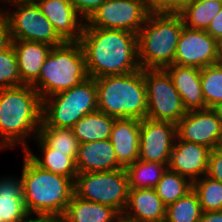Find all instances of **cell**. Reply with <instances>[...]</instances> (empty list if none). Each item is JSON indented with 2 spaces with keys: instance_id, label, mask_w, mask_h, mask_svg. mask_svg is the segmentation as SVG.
<instances>
[{
  "instance_id": "obj_1",
  "label": "cell",
  "mask_w": 222,
  "mask_h": 222,
  "mask_svg": "<svg viewBox=\"0 0 222 222\" xmlns=\"http://www.w3.org/2000/svg\"><path fill=\"white\" fill-rule=\"evenodd\" d=\"M91 78L128 75L140 68L137 34L125 30L83 27L79 40Z\"/></svg>"
},
{
  "instance_id": "obj_2",
  "label": "cell",
  "mask_w": 222,
  "mask_h": 222,
  "mask_svg": "<svg viewBox=\"0 0 222 222\" xmlns=\"http://www.w3.org/2000/svg\"><path fill=\"white\" fill-rule=\"evenodd\" d=\"M42 122V99L30 85L0 89V148L22 143L33 131L38 135Z\"/></svg>"
},
{
  "instance_id": "obj_3",
  "label": "cell",
  "mask_w": 222,
  "mask_h": 222,
  "mask_svg": "<svg viewBox=\"0 0 222 222\" xmlns=\"http://www.w3.org/2000/svg\"><path fill=\"white\" fill-rule=\"evenodd\" d=\"M24 154L21 179L27 211L30 215L62 216L74 194V182L40 168Z\"/></svg>"
},
{
  "instance_id": "obj_4",
  "label": "cell",
  "mask_w": 222,
  "mask_h": 222,
  "mask_svg": "<svg viewBox=\"0 0 222 222\" xmlns=\"http://www.w3.org/2000/svg\"><path fill=\"white\" fill-rule=\"evenodd\" d=\"M98 111L115 119L142 120L147 115V91L143 69L128 75H110L95 79Z\"/></svg>"
},
{
  "instance_id": "obj_5",
  "label": "cell",
  "mask_w": 222,
  "mask_h": 222,
  "mask_svg": "<svg viewBox=\"0 0 222 222\" xmlns=\"http://www.w3.org/2000/svg\"><path fill=\"white\" fill-rule=\"evenodd\" d=\"M183 26L178 13L149 14L137 34L140 68L164 69L172 65Z\"/></svg>"
},
{
  "instance_id": "obj_6",
  "label": "cell",
  "mask_w": 222,
  "mask_h": 222,
  "mask_svg": "<svg viewBox=\"0 0 222 222\" xmlns=\"http://www.w3.org/2000/svg\"><path fill=\"white\" fill-rule=\"evenodd\" d=\"M89 77L85 56L79 42H63L53 46L38 80L32 85L41 99L71 89Z\"/></svg>"
},
{
  "instance_id": "obj_7",
  "label": "cell",
  "mask_w": 222,
  "mask_h": 222,
  "mask_svg": "<svg viewBox=\"0 0 222 222\" xmlns=\"http://www.w3.org/2000/svg\"><path fill=\"white\" fill-rule=\"evenodd\" d=\"M49 97L42 100V121L50 127L72 128L83 116L98 110L97 87L91 77Z\"/></svg>"
},
{
  "instance_id": "obj_8",
  "label": "cell",
  "mask_w": 222,
  "mask_h": 222,
  "mask_svg": "<svg viewBox=\"0 0 222 222\" xmlns=\"http://www.w3.org/2000/svg\"><path fill=\"white\" fill-rule=\"evenodd\" d=\"M129 184L125 168L103 172L78 173L74 194L83 200L97 202L123 213L128 199Z\"/></svg>"
},
{
  "instance_id": "obj_9",
  "label": "cell",
  "mask_w": 222,
  "mask_h": 222,
  "mask_svg": "<svg viewBox=\"0 0 222 222\" xmlns=\"http://www.w3.org/2000/svg\"><path fill=\"white\" fill-rule=\"evenodd\" d=\"M147 91L146 118L177 124L187 113L180 94L164 69H143Z\"/></svg>"
},
{
  "instance_id": "obj_10",
  "label": "cell",
  "mask_w": 222,
  "mask_h": 222,
  "mask_svg": "<svg viewBox=\"0 0 222 222\" xmlns=\"http://www.w3.org/2000/svg\"><path fill=\"white\" fill-rule=\"evenodd\" d=\"M6 1L17 7L12 13L2 11L8 21L12 40L35 41L52 47L65 42L42 14L35 1Z\"/></svg>"
},
{
  "instance_id": "obj_11",
  "label": "cell",
  "mask_w": 222,
  "mask_h": 222,
  "mask_svg": "<svg viewBox=\"0 0 222 222\" xmlns=\"http://www.w3.org/2000/svg\"><path fill=\"white\" fill-rule=\"evenodd\" d=\"M149 14L144 0H106L85 22L84 27L138 34Z\"/></svg>"
},
{
  "instance_id": "obj_12",
  "label": "cell",
  "mask_w": 222,
  "mask_h": 222,
  "mask_svg": "<svg viewBox=\"0 0 222 222\" xmlns=\"http://www.w3.org/2000/svg\"><path fill=\"white\" fill-rule=\"evenodd\" d=\"M218 62L216 40L205 30L183 26L173 64L202 69Z\"/></svg>"
},
{
  "instance_id": "obj_13",
  "label": "cell",
  "mask_w": 222,
  "mask_h": 222,
  "mask_svg": "<svg viewBox=\"0 0 222 222\" xmlns=\"http://www.w3.org/2000/svg\"><path fill=\"white\" fill-rule=\"evenodd\" d=\"M176 136V124L142 119L138 160L168 164Z\"/></svg>"
},
{
  "instance_id": "obj_14",
  "label": "cell",
  "mask_w": 222,
  "mask_h": 222,
  "mask_svg": "<svg viewBox=\"0 0 222 222\" xmlns=\"http://www.w3.org/2000/svg\"><path fill=\"white\" fill-rule=\"evenodd\" d=\"M177 137L209 149H217L222 137V124L211 110L187 112L176 124Z\"/></svg>"
},
{
  "instance_id": "obj_15",
  "label": "cell",
  "mask_w": 222,
  "mask_h": 222,
  "mask_svg": "<svg viewBox=\"0 0 222 222\" xmlns=\"http://www.w3.org/2000/svg\"><path fill=\"white\" fill-rule=\"evenodd\" d=\"M167 168L177 172L192 183L206 175L211 149L175 138ZM199 176V177H198Z\"/></svg>"
},
{
  "instance_id": "obj_16",
  "label": "cell",
  "mask_w": 222,
  "mask_h": 222,
  "mask_svg": "<svg viewBox=\"0 0 222 222\" xmlns=\"http://www.w3.org/2000/svg\"><path fill=\"white\" fill-rule=\"evenodd\" d=\"M42 14L65 42H79L85 21H79L70 0H35ZM78 19V20H77Z\"/></svg>"
},
{
  "instance_id": "obj_17",
  "label": "cell",
  "mask_w": 222,
  "mask_h": 222,
  "mask_svg": "<svg viewBox=\"0 0 222 222\" xmlns=\"http://www.w3.org/2000/svg\"><path fill=\"white\" fill-rule=\"evenodd\" d=\"M121 218L129 222H165L166 206L155 188L129 190Z\"/></svg>"
},
{
  "instance_id": "obj_18",
  "label": "cell",
  "mask_w": 222,
  "mask_h": 222,
  "mask_svg": "<svg viewBox=\"0 0 222 222\" xmlns=\"http://www.w3.org/2000/svg\"><path fill=\"white\" fill-rule=\"evenodd\" d=\"M164 70L180 94L186 112L207 109L201 87V69L172 64Z\"/></svg>"
},
{
  "instance_id": "obj_19",
  "label": "cell",
  "mask_w": 222,
  "mask_h": 222,
  "mask_svg": "<svg viewBox=\"0 0 222 222\" xmlns=\"http://www.w3.org/2000/svg\"><path fill=\"white\" fill-rule=\"evenodd\" d=\"M140 122L133 118L115 119L109 140L118 163L126 168L139 158Z\"/></svg>"
},
{
  "instance_id": "obj_20",
  "label": "cell",
  "mask_w": 222,
  "mask_h": 222,
  "mask_svg": "<svg viewBox=\"0 0 222 222\" xmlns=\"http://www.w3.org/2000/svg\"><path fill=\"white\" fill-rule=\"evenodd\" d=\"M78 173L103 172L123 168L109 139L80 143L75 160Z\"/></svg>"
},
{
  "instance_id": "obj_21",
  "label": "cell",
  "mask_w": 222,
  "mask_h": 222,
  "mask_svg": "<svg viewBox=\"0 0 222 222\" xmlns=\"http://www.w3.org/2000/svg\"><path fill=\"white\" fill-rule=\"evenodd\" d=\"M23 85L32 86L39 78L41 68L52 46L35 41L12 40Z\"/></svg>"
},
{
  "instance_id": "obj_22",
  "label": "cell",
  "mask_w": 222,
  "mask_h": 222,
  "mask_svg": "<svg viewBox=\"0 0 222 222\" xmlns=\"http://www.w3.org/2000/svg\"><path fill=\"white\" fill-rule=\"evenodd\" d=\"M62 218L64 222H118L121 214L112 207L83 200L73 194Z\"/></svg>"
},
{
  "instance_id": "obj_23",
  "label": "cell",
  "mask_w": 222,
  "mask_h": 222,
  "mask_svg": "<svg viewBox=\"0 0 222 222\" xmlns=\"http://www.w3.org/2000/svg\"><path fill=\"white\" fill-rule=\"evenodd\" d=\"M29 216L23 199L22 179L0 180V222H22Z\"/></svg>"
},
{
  "instance_id": "obj_24",
  "label": "cell",
  "mask_w": 222,
  "mask_h": 222,
  "mask_svg": "<svg viewBox=\"0 0 222 222\" xmlns=\"http://www.w3.org/2000/svg\"><path fill=\"white\" fill-rule=\"evenodd\" d=\"M221 8L222 0H184L178 14L187 28L206 30Z\"/></svg>"
},
{
  "instance_id": "obj_25",
  "label": "cell",
  "mask_w": 222,
  "mask_h": 222,
  "mask_svg": "<svg viewBox=\"0 0 222 222\" xmlns=\"http://www.w3.org/2000/svg\"><path fill=\"white\" fill-rule=\"evenodd\" d=\"M114 121L115 118L97 110L79 119L72 130L79 144L106 140L110 138Z\"/></svg>"
},
{
  "instance_id": "obj_26",
  "label": "cell",
  "mask_w": 222,
  "mask_h": 222,
  "mask_svg": "<svg viewBox=\"0 0 222 222\" xmlns=\"http://www.w3.org/2000/svg\"><path fill=\"white\" fill-rule=\"evenodd\" d=\"M43 152V159L36 157L28 148L24 153L40 168L70 178L73 182L78 175L75 160L66 153L54 152L38 135L35 137Z\"/></svg>"
},
{
  "instance_id": "obj_27",
  "label": "cell",
  "mask_w": 222,
  "mask_h": 222,
  "mask_svg": "<svg viewBox=\"0 0 222 222\" xmlns=\"http://www.w3.org/2000/svg\"><path fill=\"white\" fill-rule=\"evenodd\" d=\"M166 166V168H165ZM168 164L137 160L125 169L128 176L129 190L155 188Z\"/></svg>"
},
{
  "instance_id": "obj_28",
  "label": "cell",
  "mask_w": 222,
  "mask_h": 222,
  "mask_svg": "<svg viewBox=\"0 0 222 222\" xmlns=\"http://www.w3.org/2000/svg\"><path fill=\"white\" fill-rule=\"evenodd\" d=\"M38 136L54 150V152L66 153L76 160L79 142L72 128H58L47 126L41 122Z\"/></svg>"
},
{
  "instance_id": "obj_29",
  "label": "cell",
  "mask_w": 222,
  "mask_h": 222,
  "mask_svg": "<svg viewBox=\"0 0 222 222\" xmlns=\"http://www.w3.org/2000/svg\"><path fill=\"white\" fill-rule=\"evenodd\" d=\"M192 189L193 183L189 179L168 168L155 187L157 195L166 207L185 196Z\"/></svg>"
},
{
  "instance_id": "obj_30",
  "label": "cell",
  "mask_w": 222,
  "mask_h": 222,
  "mask_svg": "<svg viewBox=\"0 0 222 222\" xmlns=\"http://www.w3.org/2000/svg\"><path fill=\"white\" fill-rule=\"evenodd\" d=\"M202 212L199 198L192 189L166 207L165 222H199Z\"/></svg>"
},
{
  "instance_id": "obj_31",
  "label": "cell",
  "mask_w": 222,
  "mask_h": 222,
  "mask_svg": "<svg viewBox=\"0 0 222 222\" xmlns=\"http://www.w3.org/2000/svg\"><path fill=\"white\" fill-rule=\"evenodd\" d=\"M203 212L222 210V183L204 175L193 182Z\"/></svg>"
},
{
  "instance_id": "obj_32",
  "label": "cell",
  "mask_w": 222,
  "mask_h": 222,
  "mask_svg": "<svg viewBox=\"0 0 222 222\" xmlns=\"http://www.w3.org/2000/svg\"><path fill=\"white\" fill-rule=\"evenodd\" d=\"M201 87L207 108L222 101V62L201 69Z\"/></svg>"
},
{
  "instance_id": "obj_33",
  "label": "cell",
  "mask_w": 222,
  "mask_h": 222,
  "mask_svg": "<svg viewBox=\"0 0 222 222\" xmlns=\"http://www.w3.org/2000/svg\"><path fill=\"white\" fill-rule=\"evenodd\" d=\"M14 47L0 51V89L22 86Z\"/></svg>"
},
{
  "instance_id": "obj_34",
  "label": "cell",
  "mask_w": 222,
  "mask_h": 222,
  "mask_svg": "<svg viewBox=\"0 0 222 222\" xmlns=\"http://www.w3.org/2000/svg\"><path fill=\"white\" fill-rule=\"evenodd\" d=\"M184 0H144L150 14L179 13Z\"/></svg>"
},
{
  "instance_id": "obj_35",
  "label": "cell",
  "mask_w": 222,
  "mask_h": 222,
  "mask_svg": "<svg viewBox=\"0 0 222 222\" xmlns=\"http://www.w3.org/2000/svg\"><path fill=\"white\" fill-rule=\"evenodd\" d=\"M206 175L222 183V150L210 151Z\"/></svg>"
},
{
  "instance_id": "obj_36",
  "label": "cell",
  "mask_w": 222,
  "mask_h": 222,
  "mask_svg": "<svg viewBox=\"0 0 222 222\" xmlns=\"http://www.w3.org/2000/svg\"><path fill=\"white\" fill-rule=\"evenodd\" d=\"M81 20L87 21L106 0H70Z\"/></svg>"
},
{
  "instance_id": "obj_37",
  "label": "cell",
  "mask_w": 222,
  "mask_h": 222,
  "mask_svg": "<svg viewBox=\"0 0 222 222\" xmlns=\"http://www.w3.org/2000/svg\"><path fill=\"white\" fill-rule=\"evenodd\" d=\"M12 44L10 28L6 17L0 14V51L8 48Z\"/></svg>"
},
{
  "instance_id": "obj_38",
  "label": "cell",
  "mask_w": 222,
  "mask_h": 222,
  "mask_svg": "<svg viewBox=\"0 0 222 222\" xmlns=\"http://www.w3.org/2000/svg\"><path fill=\"white\" fill-rule=\"evenodd\" d=\"M205 31L208 32L215 40L222 37V8L215 18L211 20Z\"/></svg>"
},
{
  "instance_id": "obj_39",
  "label": "cell",
  "mask_w": 222,
  "mask_h": 222,
  "mask_svg": "<svg viewBox=\"0 0 222 222\" xmlns=\"http://www.w3.org/2000/svg\"><path fill=\"white\" fill-rule=\"evenodd\" d=\"M199 222H222V210L202 212Z\"/></svg>"
},
{
  "instance_id": "obj_40",
  "label": "cell",
  "mask_w": 222,
  "mask_h": 222,
  "mask_svg": "<svg viewBox=\"0 0 222 222\" xmlns=\"http://www.w3.org/2000/svg\"><path fill=\"white\" fill-rule=\"evenodd\" d=\"M31 222H64L62 216H38L32 219Z\"/></svg>"
},
{
  "instance_id": "obj_41",
  "label": "cell",
  "mask_w": 222,
  "mask_h": 222,
  "mask_svg": "<svg viewBox=\"0 0 222 222\" xmlns=\"http://www.w3.org/2000/svg\"><path fill=\"white\" fill-rule=\"evenodd\" d=\"M211 110L215 113L222 124V101L211 107Z\"/></svg>"
},
{
  "instance_id": "obj_42",
  "label": "cell",
  "mask_w": 222,
  "mask_h": 222,
  "mask_svg": "<svg viewBox=\"0 0 222 222\" xmlns=\"http://www.w3.org/2000/svg\"><path fill=\"white\" fill-rule=\"evenodd\" d=\"M216 45H217V56H218L219 62H222V37L216 40Z\"/></svg>"
},
{
  "instance_id": "obj_43",
  "label": "cell",
  "mask_w": 222,
  "mask_h": 222,
  "mask_svg": "<svg viewBox=\"0 0 222 222\" xmlns=\"http://www.w3.org/2000/svg\"><path fill=\"white\" fill-rule=\"evenodd\" d=\"M220 150H222V137H221V141H220V144H219V147H218Z\"/></svg>"
},
{
  "instance_id": "obj_44",
  "label": "cell",
  "mask_w": 222,
  "mask_h": 222,
  "mask_svg": "<svg viewBox=\"0 0 222 222\" xmlns=\"http://www.w3.org/2000/svg\"><path fill=\"white\" fill-rule=\"evenodd\" d=\"M118 222H129V221H126L123 218H121Z\"/></svg>"
},
{
  "instance_id": "obj_45",
  "label": "cell",
  "mask_w": 222,
  "mask_h": 222,
  "mask_svg": "<svg viewBox=\"0 0 222 222\" xmlns=\"http://www.w3.org/2000/svg\"><path fill=\"white\" fill-rule=\"evenodd\" d=\"M22 222H31V219H26L25 221H22Z\"/></svg>"
}]
</instances>
